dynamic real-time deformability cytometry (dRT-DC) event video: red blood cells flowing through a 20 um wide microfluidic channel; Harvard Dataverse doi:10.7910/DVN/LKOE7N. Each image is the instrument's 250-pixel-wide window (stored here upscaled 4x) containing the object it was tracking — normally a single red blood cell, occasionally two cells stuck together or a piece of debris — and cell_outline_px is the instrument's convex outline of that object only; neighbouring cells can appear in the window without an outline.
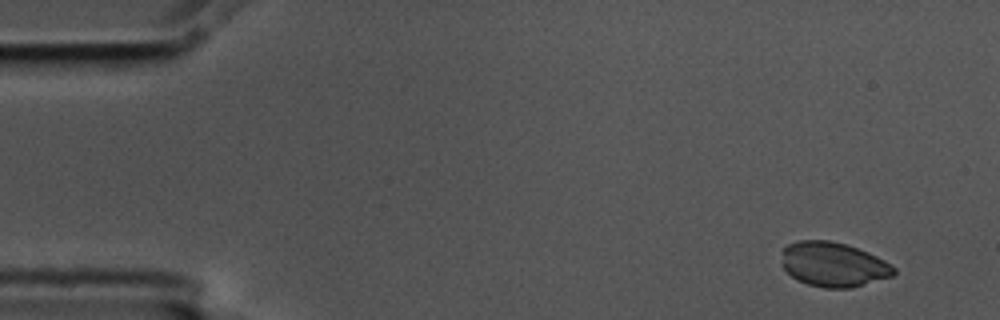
{"species": "common noctule bat (a hibernating species)", "species_latin": "Nyctalus noctula", "temperature_condition": "cold", "stored_images_in_passage": 9, "camera_frame_rate_fps": 3000, "um_per_image_px": 0.085, "animal": {"sex": "male", "body_mass_g": 17.5, "forearm_length_mm": 52.3}, "frame": {"image": 1, "passage_image": 1, "time_ms": 0.0, "image_size_px": [1000, 320], "cell_outline_px": [[896, 272], [892, 276], [852, 288], [824, 288], [808, 284], [796, 280], [780, 264], [780, 252], [788, 244], [800, 240], [828, 240], [844, 244], [868, 252], [884, 260], [896, 268]], "centroid_in_image_um": [70.8, 22.48], "position_along_channel_um": 14.2, "area_um2": 29.3}}